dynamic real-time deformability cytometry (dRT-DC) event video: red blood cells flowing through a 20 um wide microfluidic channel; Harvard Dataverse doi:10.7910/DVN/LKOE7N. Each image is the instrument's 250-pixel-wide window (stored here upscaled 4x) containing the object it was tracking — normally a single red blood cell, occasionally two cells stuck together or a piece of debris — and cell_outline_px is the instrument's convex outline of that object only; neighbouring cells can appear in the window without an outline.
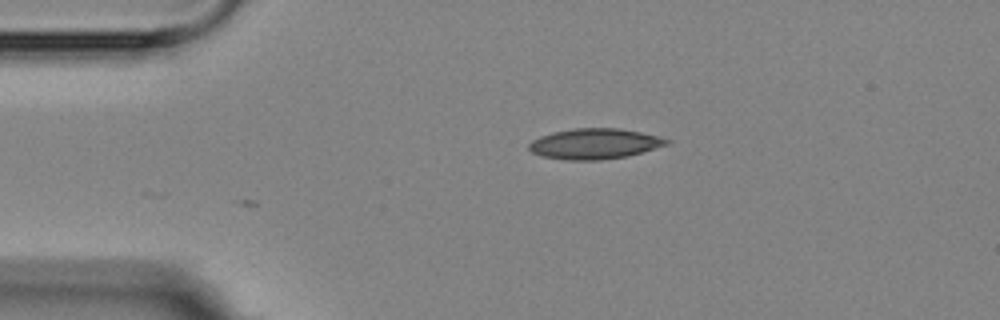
{"species": "Egyptian fruit bat (a non-hibernating species)", "species_latin": "Rousettus aegyptiacus", "temperature_condition": "room temperature", "stored_images_in_passage": 3, "camera_frame_rate_fps": 3000, "um_per_image_px": 0.085, "animal": {"sex": "female"}, "frame": {"image": 1, "passage_image": 1, "time_ms": 0.0, "image_size_px": [1000, 320], "cell_outline_px": [[672, 140], [668, 144], [628, 156], [600, 160], [564, 160], [540, 156], [532, 152], [528, 148], [528, 144], [532, 140], [540, 136], [552, 132], [576, 128], [616, 128], [640, 132], [660, 136]], "centroid_in_image_um": [50.52, 12.22], "position_along_channel_um": 34.5, "area_um2": 24.57}}